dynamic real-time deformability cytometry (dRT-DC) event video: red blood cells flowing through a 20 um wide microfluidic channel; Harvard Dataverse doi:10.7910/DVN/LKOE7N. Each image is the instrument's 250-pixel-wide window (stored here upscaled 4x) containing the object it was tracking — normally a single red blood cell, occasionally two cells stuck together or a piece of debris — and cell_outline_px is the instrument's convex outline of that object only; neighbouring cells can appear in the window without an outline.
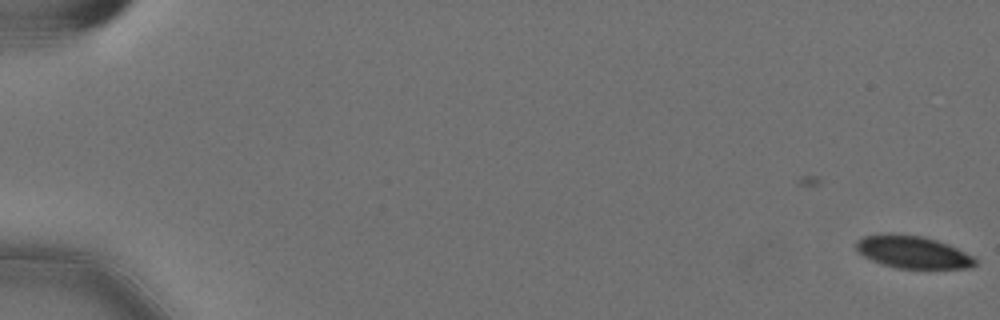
{"species": "Egyptian fruit bat (a non-hibernating species)", "species_latin": "Rousettus aegyptiacus", "temperature_condition": "cold", "stored_images_in_passage": 4, "camera_frame_rate_fps": 3000, "um_per_image_px": 0.085, "animal": {"sex": "female"}, "frame": {"image": 1, "passage_image": 4, "time_ms": 1.0, "image_size_px": [1000, 320], "cell_outline_px": [[976, 264], [972, 268], [896, 268], [880, 264], [864, 256], [856, 248], [856, 240], [864, 236], [888, 232], [924, 236], [948, 244], [972, 256], [976, 260]], "centroid_in_image_um": [77.56, 21.41], "position_along_channel_um": 7.4, "area_um2": 22.6}}